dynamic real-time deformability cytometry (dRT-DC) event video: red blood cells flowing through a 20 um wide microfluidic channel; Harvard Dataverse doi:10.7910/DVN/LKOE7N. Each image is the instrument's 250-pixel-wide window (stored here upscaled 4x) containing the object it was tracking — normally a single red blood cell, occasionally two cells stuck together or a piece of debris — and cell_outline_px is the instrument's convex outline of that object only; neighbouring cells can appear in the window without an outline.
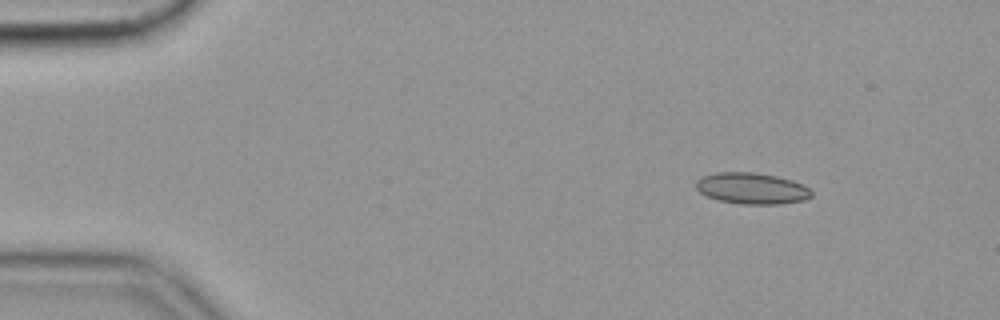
{"species": "common noctule bat (a hibernating species)", "species_latin": "Nyctalus noctula", "temperature_condition": "cold", "stored_images_in_passage": 50, "camera_frame_rate_fps": 3000, "um_per_image_px": 0.085, "animal": {"sex": "female", "body_mass_g": 19.9}, "frame": {"image": 1, "passage_image": 1, "time_ms": 0.0, "image_size_px": [1000, 320], "cell_outline_px": [[812, 196], [804, 200], [780, 204], [740, 204], [720, 200], [708, 196], [700, 192], [696, 188], [696, 180], [704, 176], [716, 172], [752, 172], [776, 176], [792, 180], [808, 188], [812, 192]], "centroid_in_image_um": [63.9, 16.01], "position_along_channel_um": 21.1, "area_um2": 20.87}}
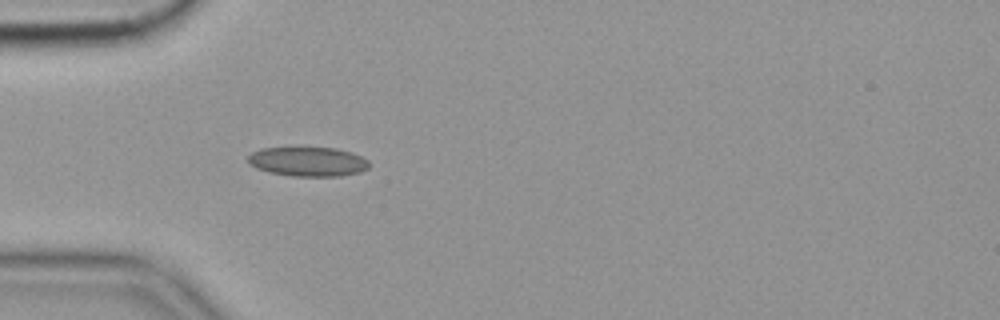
{"frame": {"image": 2, "passage_image": 11, "time_ms": 3.333, "image_size_px": [1000, 320], "cell_outline_px": [[368, 168], [360, 172], [340, 176], [292, 176], [268, 172], [256, 168], [248, 164], [248, 156], [252, 152], [260, 148], [336, 148], [352, 152], [368, 160]], "centroid_in_image_um": [26.15, 13.74], "position_along_channel_um": 58.8, "area_um2": 20.75}}
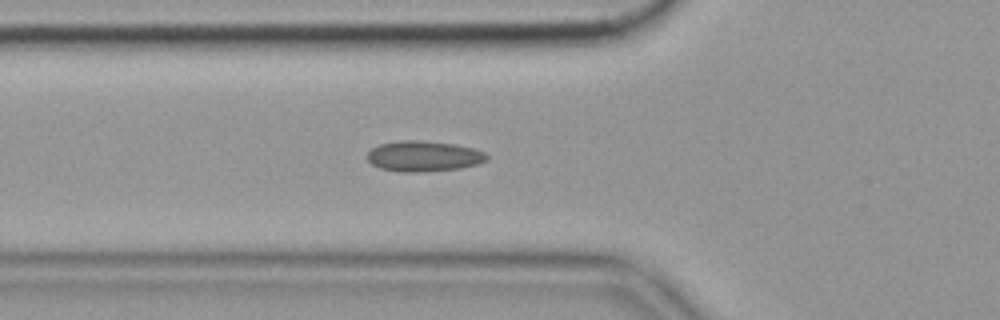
{"frame": {"image": 3, "passage_image": 14, "time_ms": 4.333, "image_size_px": [1000, 320], "cell_outline_px": [[488, 160], [476, 164], [460, 168], [420, 172], [404, 172], [380, 168], [372, 164], [368, 160], [368, 152], [372, 148], [380, 144], [400, 140], [420, 140], [456, 144], [472, 148], [484, 152], [488, 156]], "centroid_in_image_um": [36.01, 13.27], "position_along_channel_um": 89.8, "area_um2": 21.21}, "authors_computed_cell_mechanics": {"area_um2": 20.2011, "velocity_mm_per_s": 3.5595, "shape_relaxation_time_tau1_ms": null, "shape_relaxation_time_tau2_ms": 2.2319, "deformation_change_tau1": null, "deformation_change_tau2": 0.0686}}